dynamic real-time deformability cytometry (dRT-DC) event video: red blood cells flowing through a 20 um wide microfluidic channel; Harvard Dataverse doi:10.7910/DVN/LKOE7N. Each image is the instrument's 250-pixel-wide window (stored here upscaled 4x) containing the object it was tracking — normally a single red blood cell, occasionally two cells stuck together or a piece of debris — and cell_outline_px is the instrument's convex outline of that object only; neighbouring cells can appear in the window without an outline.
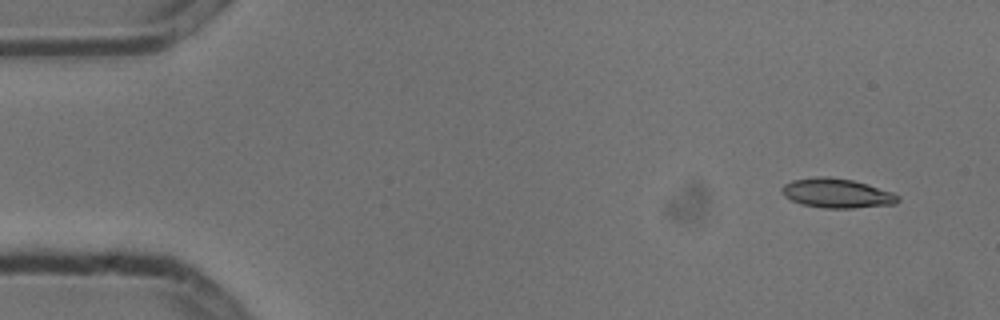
{"species": "common noctule bat (a hibernating species)", "species_latin": "Nyctalus noctula", "temperature_condition": "cold", "stored_images_in_passage": 4, "camera_frame_rate_fps": 3000, "um_per_image_px": 0.085, "animal": {"sex": "male", "body_mass_g": 13.3}, "frame": {"image": 1, "passage_image": 1, "time_ms": 0.0, "image_size_px": [1000, 320], "cell_outline_px": [[900, 200], [896, 204], [852, 208], [824, 208], [800, 204], [784, 196], [780, 192], [780, 188], [784, 184], [792, 180], [820, 176], [828, 176], [852, 180], [868, 184], [892, 192], [900, 196]], "centroid_in_image_um": [71.12, 16.42], "position_along_channel_um": 13.9, "area_um2": 20.06}}
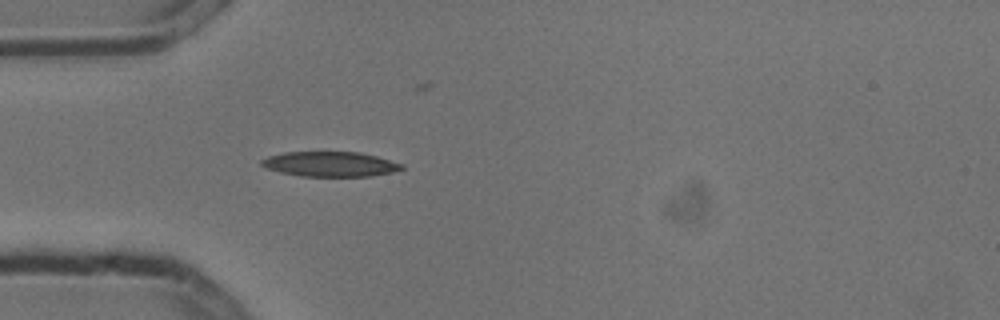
{"frame": {"image": 2, "passage_image": 4, "time_ms": 1.0, "image_size_px": [1000, 320], "cell_outline_px": [[404, 168], [392, 172], [372, 176], [300, 176], [280, 172], [268, 168], [260, 164], [260, 160], [268, 156], [284, 152], [360, 152], [376, 156], [404, 164]], "centroid_in_image_um": [28.07, 13.94], "position_along_channel_um": 56.9, "area_um2": 20.35}}